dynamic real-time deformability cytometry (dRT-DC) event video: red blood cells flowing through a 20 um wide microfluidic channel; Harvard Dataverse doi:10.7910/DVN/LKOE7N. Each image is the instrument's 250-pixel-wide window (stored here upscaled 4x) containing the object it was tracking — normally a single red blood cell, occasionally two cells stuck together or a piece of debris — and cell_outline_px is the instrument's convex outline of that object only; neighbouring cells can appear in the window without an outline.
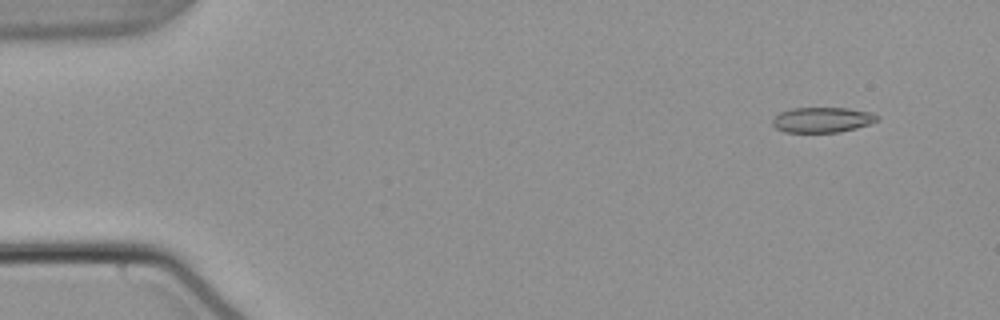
{"species": "common noctule bat (a hibernating species)", "species_latin": "Nyctalus noctula", "temperature_condition": "warm", "stored_images_in_passage": 54, "camera_frame_rate_fps": 3000, "um_per_image_px": 0.085, "animal": {"sex": "male", "body_mass_g": 21.5, "forearm_length_mm": 52.0}, "frame": {"image": 1, "passage_image": 5, "time_ms": 1.333, "image_size_px": [1000, 320], "cell_outline_px": [[880, 120], [856, 128], [840, 132], [784, 132], [776, 128], [772, 124], [772, 120], [780, 112], [792, 108], [848, 108], [872, 112], [880, 116]], "centroid_in_image_um": [69.92, 10.18], "position_along_channel_um": 15.1, "area_um2": 15.49}}
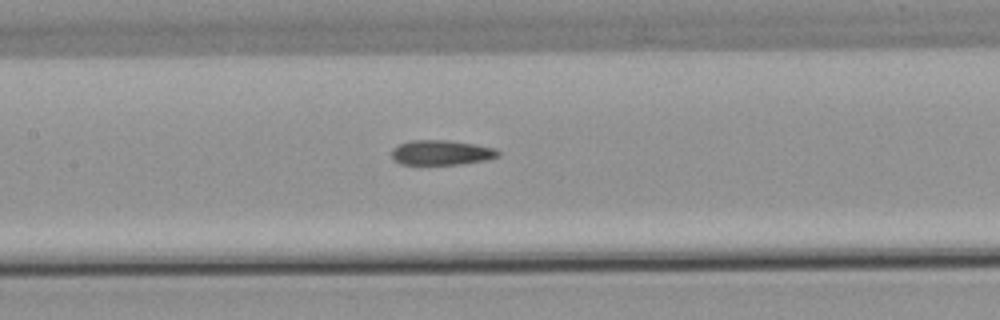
{"frame": {"image": 2, "passage_image": 26, "time_ms": 8.333, "image_size_px": [1000, 320], "cell_outline_px": [[500, 156], [484, 160], [460, 164], [400, 164], [392, 156], [392, 148], [408, 140], [448, 140], [476, 144], [496, 148], [500, 152]], "centroid_in_image_um": [37.54, 12.95], "position_along_channel_um": 169.9, "area_um2": 15.43}}
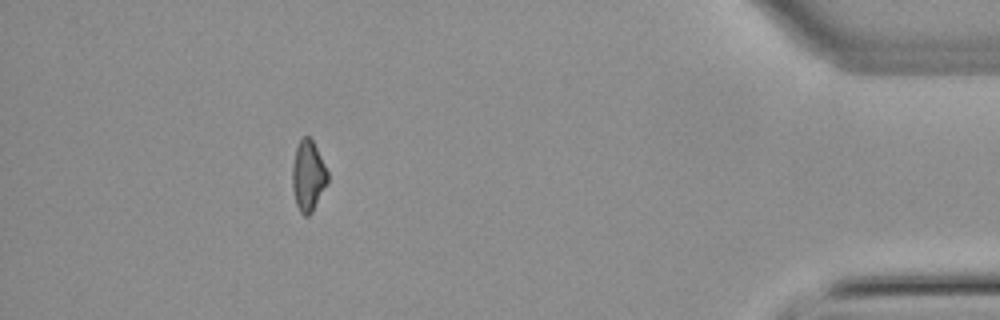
{"frame": {"image": 3, "passage_image": 49, "time_ms": 16.0, "image_size_px": [1000, 320], "cell_outline_px": [[328, 184], [312, 212], [308, 216], [304, 216], [300, 212], [296, 204], [292, 188], [292, 164], [296, 148], [300, 140], [304, 136], [308, 136], [312, 140], [328, 172]], "centroid_in_image_um": [26.19, 14.98], "position_along_channel_um": 409.0, "area_um2": 14.57}, "authors_computed_cell_mechanics": {"area_um2": 15.6349, "velocity_mm_per_s": 3.8359, "shape_relaxation_time_tau1_ms": null, "shape_relaxation_time_tau2_ms": 7.8741, "deformation_change_tau1": null, "deformation_change_tau2": 0.1582}}